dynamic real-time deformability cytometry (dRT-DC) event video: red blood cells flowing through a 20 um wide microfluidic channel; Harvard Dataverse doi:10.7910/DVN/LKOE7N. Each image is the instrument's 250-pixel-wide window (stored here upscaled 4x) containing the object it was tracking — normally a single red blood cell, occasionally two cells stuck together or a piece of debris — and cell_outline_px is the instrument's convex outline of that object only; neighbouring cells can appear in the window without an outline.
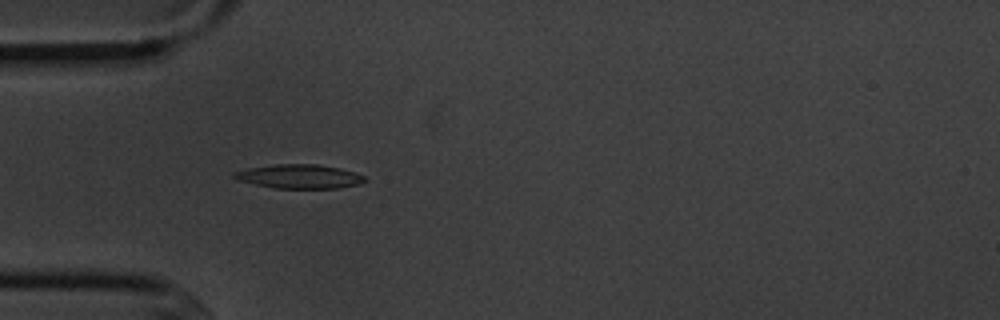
{"species": "common noctule bat (a hibernating species)", "species_latin": "Nyctalus noctula", "temperature_condition": "cold", "stored_images_in_passage": 7, "camera_frame_rate_fps": 3000, "um_per_image_px": 0.085, "animal": {"sex": "male", "body_mass_g": 20.1, "forearm_length_mm": 53.5}, "frame": {"image": 1, "passage_image": 1, "time_ms": 0.0, "image_size_px": [1000, 320], "cell_outline_px": [[368, 180], [360, 184], [336, 188], [276, 188], [236, 180], [232, 176], [232, 172], [248, 168], [276, 164], [316, 164], [340, 168], [356, 172], [364, 176]], "centroid_in_image_um": [25.45, 14.99], "position_along_channel_um": 59.5, "area_um2": 18.32}}
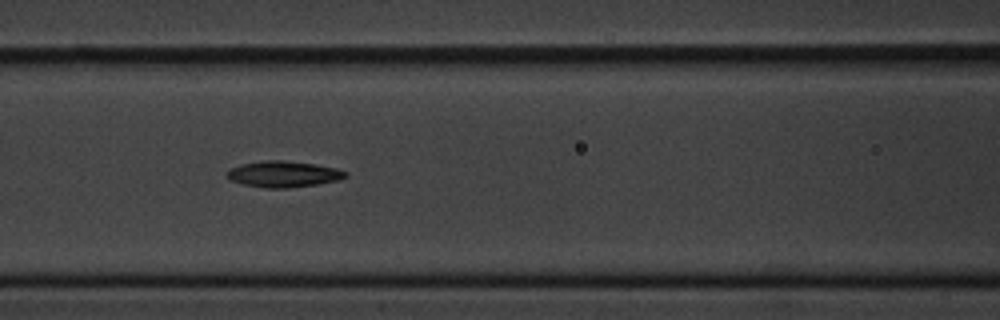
{"frame": {"image": 2, "passage_image": 3, "time_ms": 2.333, "image_size_px": [1000, 320], "cell_outline_px": [[348, 176], [336, 180], [316, 184], [288, 188], [264, 188], [244, 184], [232, 180], [228, 176], [228, 168], [240, 164], [268, 160], [284, 160], [316, 164], [336, 168], [348, 172]], "centroid_in_image_um": [24.1, 14.79], "position_along_channel_um": 142.5, "area_um2": 17.92}}
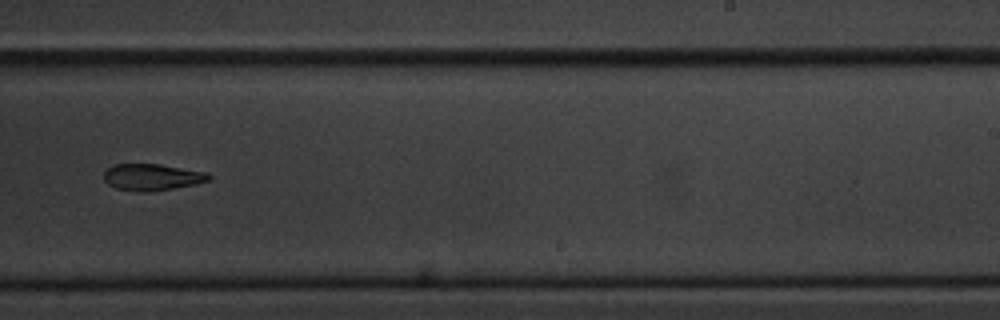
{"frame": {"image": 3, "passage_image": 6, "time_ms": 6.0, "image_size_px": [1000, 320], "cell_outline_px": [[212, 176], [208, 180], [196, 184], [148, 192], [140, 192], [116, 188], [108, 184], [104, 180], [104, 172], [112, 164], [160, 164], [204, 172]], "centroid_in_image_um": [12.88, 15.05], "position_along_channel_um": 276.1, "area_um2": 16.13}}